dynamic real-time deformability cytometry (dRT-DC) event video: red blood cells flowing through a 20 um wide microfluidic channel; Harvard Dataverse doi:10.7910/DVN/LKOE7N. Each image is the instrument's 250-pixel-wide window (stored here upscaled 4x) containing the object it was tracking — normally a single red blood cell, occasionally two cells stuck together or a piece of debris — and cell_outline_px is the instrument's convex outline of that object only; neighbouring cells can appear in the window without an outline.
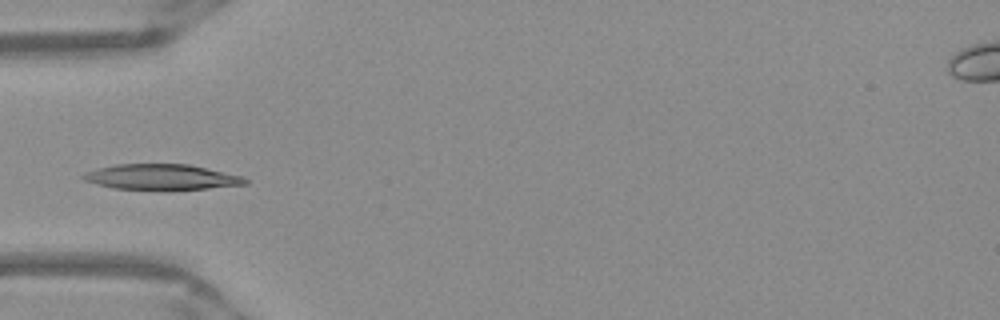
{"species": "Egyptian fruit bat (a non-hibernating species)", "species_latin": "Rousettus aegyptiacus", "temperature_condition": "warm", "stored_images_in_passage": 36, "camera_frame_rate_fps": 3000, "um_per_image_px": 0.085, "frame": {"image": 1, "passage_image": 1, "time_ms": 0.0, "image_size_px": [1000, 320], "cell_outline_px": [[248, 184], [208, 188], [164, 192], [112, 188], [96, 184], [84, 180], [80, 176], [84, 172], [116, 164], [188, 164], [244, 176], [248, 180]], "centroid_in_image_um": [13.73, 15.08], "position_along_channel_um": 71.3, "area_um2": 24.85}}
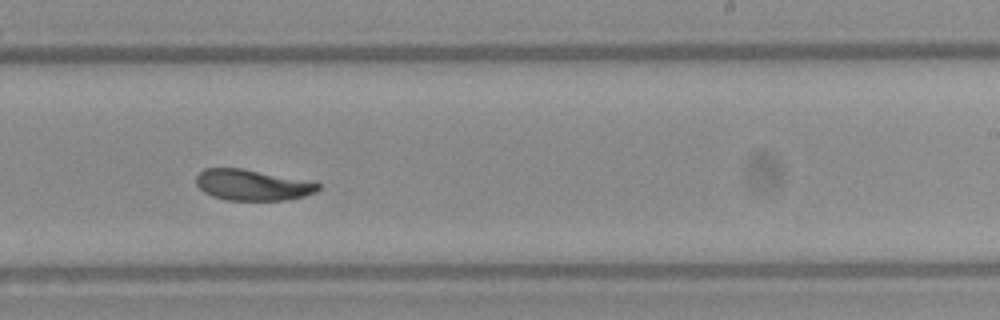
{"frame": {"image": 2, "passage_image": 16, "time_ms": 5.0, "image_size_px": [1000, 320], "cell_outline_px": [[320, 188], [316, 192], [304, 196], [288, 200], [228, 200], [212, 196], [204, 192], [196, 184], [196, 176], [204, 168], [240, 168], [320, 184]], "centroid_in_image_um": [21.39, 15.74], "position_along_channel_um": 267.6, "area_um2": 21.5}}
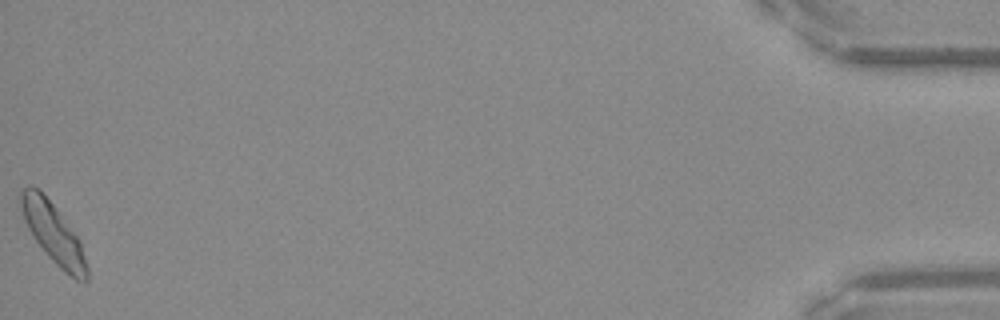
{"frame": {"image": 3, "passage_image": 36, "time_ms": 11.667, "image_size_px": [1000, 320], "cell_outline_px": [[88, 280], [84, 284], [76, 280], [64, 272], [48, 256], [32, 236], [24, 220], [20, 208], [16, 192], [20, 188], [28, 184], [32, 184], [52, 204], [80, 240], [88, 268]], "centroid_in_image_um": [4.48, 19.81], "position_along_channel_um": 430.7, "area_um2": 23.29}, "authors_computed_cell_mechanics": {"area_um2": 22.6287, "velocity_mm_per_s": 3.9188, "shape_relaxation_time_tau1_ms": 2.5198, "shape_relaxation_time_tau2_ms": 4.1118, "deformation_change_tau1": 0.1393, "deformation_change_tau2": 0.1006}}